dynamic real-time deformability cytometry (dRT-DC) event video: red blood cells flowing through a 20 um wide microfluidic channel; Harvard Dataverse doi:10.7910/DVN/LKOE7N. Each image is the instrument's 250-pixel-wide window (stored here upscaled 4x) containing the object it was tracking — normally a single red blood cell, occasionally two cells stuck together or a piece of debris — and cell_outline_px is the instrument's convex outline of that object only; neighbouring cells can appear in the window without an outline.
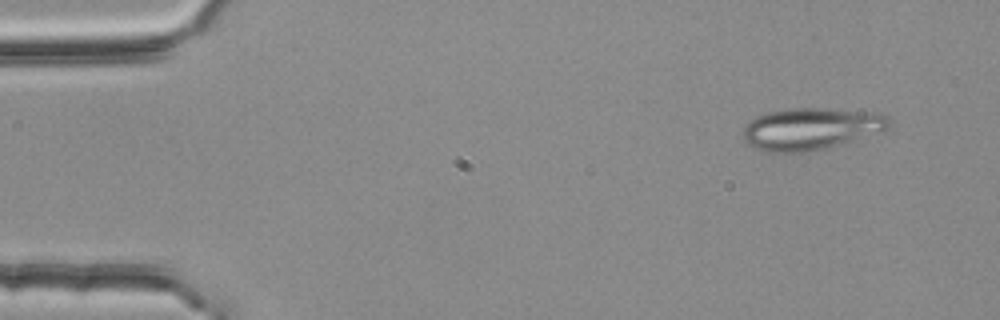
{"species": "common noctule bat (a hibernating species)", "species_latin": "Nyctalus noctula", "temperature_condition": "room temperature", "stored_images_in_passage": 4, "camera_frame_rate_fps": 3000, "um_per_image_px": 0.085, "animal": {"sex": "female", "body_mass_g": 25.1}, "frame": {"image": 1, "passage_image": 1, "time_ms": 0.0, "image_size_px": [1000, 320], "cell_outline_px": [[892, 124], [888, 128], [844, 144], [804, 152], [772, 152], [752, 148], [744, 140], [744, 128], [756, 116], [768, 112], [796, 108], [824, 108], [880, 112], [888, 116], [892, 120]], "centroid_in_image_um": [68.98, 10.94], "position_along_channel_um": 16.0, "area_um2": 35.72}}